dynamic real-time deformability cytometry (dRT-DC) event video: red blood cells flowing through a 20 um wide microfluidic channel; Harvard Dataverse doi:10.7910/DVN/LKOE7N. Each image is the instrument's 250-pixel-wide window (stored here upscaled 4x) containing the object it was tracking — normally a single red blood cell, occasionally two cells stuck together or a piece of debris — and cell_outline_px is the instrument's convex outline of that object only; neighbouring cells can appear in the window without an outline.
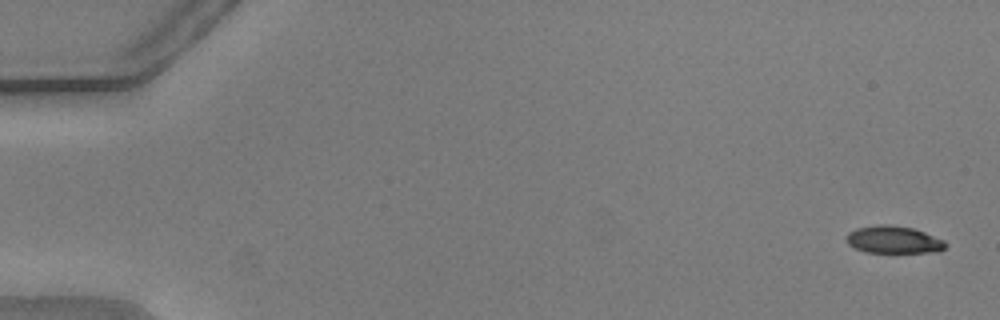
{"species": "common noctule bat (a hibernating species)", "species_latin": "Nyctalus noctula", "temperature_condition": "warm", "stored_images_in_passage": 55, "camera_frame_rate_fps": 3000, "um_per_image_px": 0.085, "animal": {"sex": "male", "body_mass_g": 20.5, "forearm_length_mm": 52.5}, "frame": {"image": 1, "passage_image": 2, "time_ms": 0.333, "image_size_px": [1000, 320], "cell_outline_px": [[948, 244], [940, 252], [864, 252], [848, 244], [848, 232], [856, 228], [876, 224], [888, 224], [912, 228], [924, 232], [944, 240]], "centroid_in_image_um": [75.97, 20.37], "position_along_channel_um": 9.0, "area_um2": 15.78}}
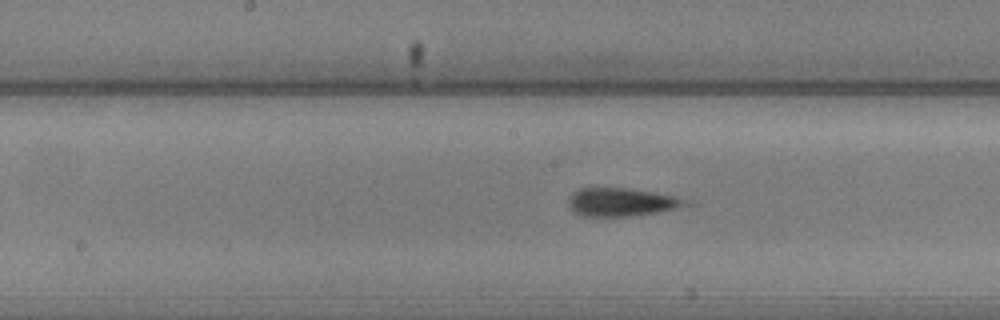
{"frame": {"image": 2, "passage_image": 29, "time_ms": 9.333, "image_size_px": [1000, 320], "cell_outline_px": [[696, 204], [656, 212], [628, 216], [584, 216], [576, 212], [568, 204], [568, 196], [572, 192], [580, 188], [628, 188], [676, 196]], "centroid_in_image_um": [52.84, 17.17], "position_along_channel_um": 195.4, "area_um2": 19.19}}
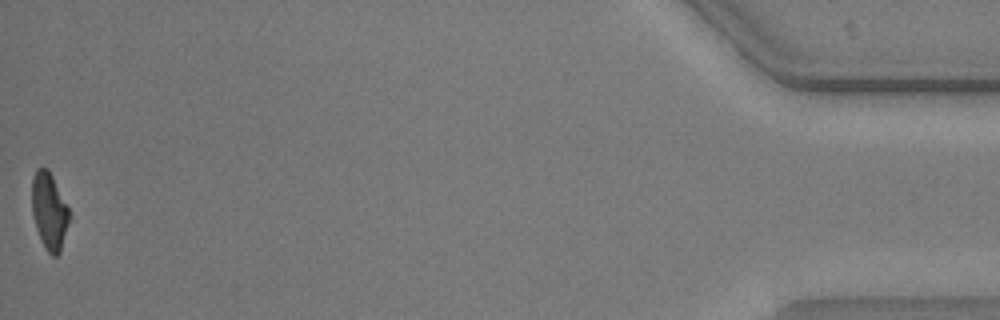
{"frame": {"image": 3, "passage_image": 55, "time_ms": 18.0, "image_size_px": [1000, 320], "cell_outline_px": [[68, 220], [60, 252], [56, 256], [52, 256], [44, 248], [36, 228], [32, 212], [32, 176], [36, 168], [48, 168], [68, 208]], "centroid_in_image_um": [4.15, 17.93], "position_along_channel_um": 431.1, "area_um2": 16.36}}